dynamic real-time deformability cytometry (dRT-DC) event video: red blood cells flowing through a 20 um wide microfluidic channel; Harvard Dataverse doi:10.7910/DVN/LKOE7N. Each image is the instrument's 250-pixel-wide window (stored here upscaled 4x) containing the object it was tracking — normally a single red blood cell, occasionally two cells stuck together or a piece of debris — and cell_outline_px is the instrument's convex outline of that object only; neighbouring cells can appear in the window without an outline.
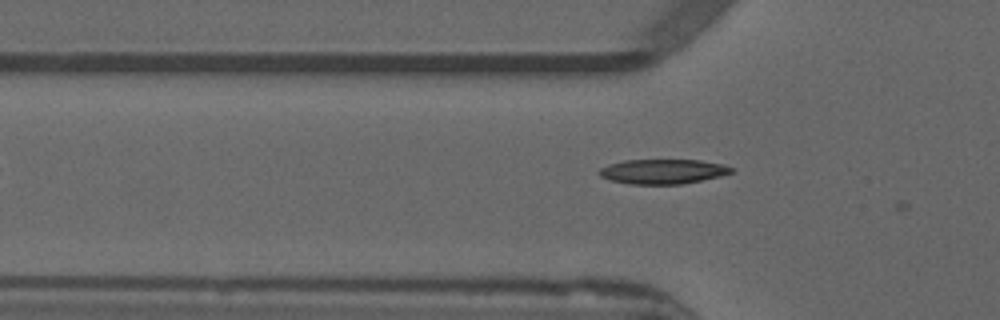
{"species": "common noctule bat (a hibernating species)", "species_latin": "Nyctalus noctula", "temperature_condition": "warm", "stored_images_in_passage": 3, "camera_frame_rate_fps": 3000, "um_per_image_px": 0.085, "animal": {"sex": "male", "forearm_length_mm": 52.5}, "frame": {"image": 1, "passage_image": 2, "time_ms": 0.333, "image_size_px": [1000, 320], "cell_outline_px": [[736, 168], [732, 172], [720, 176], [680, 184], [628, 184], [612, 180], [600, 176], [596, 172], [600, 168], [608, 164], [624, 160], [700, 160], [724, 164]], "centroid_in_image_um": [56.33, 14.57], "position_along_channel_um": 69.5, "area_um2": 19.07}}